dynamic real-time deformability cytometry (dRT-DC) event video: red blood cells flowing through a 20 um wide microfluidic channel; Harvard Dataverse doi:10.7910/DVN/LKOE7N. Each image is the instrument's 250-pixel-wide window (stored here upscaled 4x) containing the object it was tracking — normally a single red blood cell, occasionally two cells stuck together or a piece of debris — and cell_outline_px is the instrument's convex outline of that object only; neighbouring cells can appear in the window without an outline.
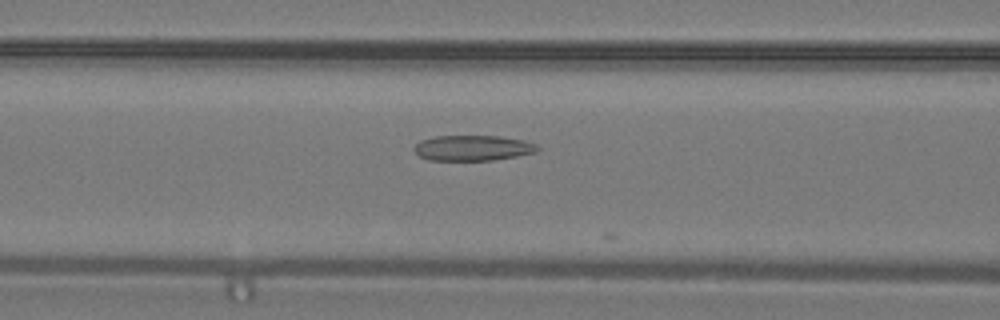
{"species": "common noctule bat (a hibernating species)", "species_latin": "Nyctalus noctula", "temperature_condition": "warm", "stored_images_in_passage": 10, "camera_frame_rate_fps": 3000, "um_per_image_px": 0.085, "animal": {"sex": "male", "body_mass_g": 19.2, "forearm_length_mm": 51.8}, "frame": {"image": 1, "passage_image": 6, "time_ms": 1.667, "image_size_px": [1000, 320], "cell_outline_px": [[540, 148], [536, 152], [516, 156], [492, 160], [428, 160], [420, 156], [412, 148], [420, 140], [436, 136], [500, 136], [524, 140], [536, 144]], "centroid_in_image_um": [40.18, 12.57], "position_along_channel_um": 126.4, "area_um2": 18.26}}
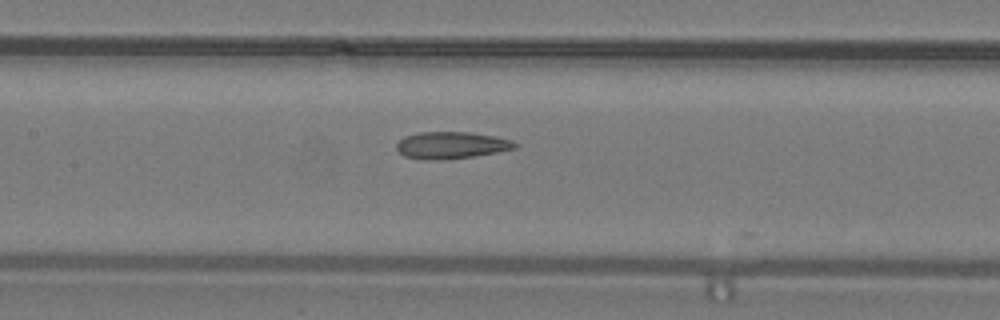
{"frame": {"image": 2, "passage_image": 9, "time_ms": 2.667, "image_size_px": [1000, 320], "cell_outline_px": [[520, 144], [516, 148], [496, 152], [472, 156], [444, 160], [424, 160], [404, 156], [396, 148], [396, 144], [404, 136], [420, 132], [468, 132], [496, 136], [512, 140]], "centroid_in_image_um": [38.37, 12.34], "position_along_channel_um": 169.0, "area_um2": 18.67}}